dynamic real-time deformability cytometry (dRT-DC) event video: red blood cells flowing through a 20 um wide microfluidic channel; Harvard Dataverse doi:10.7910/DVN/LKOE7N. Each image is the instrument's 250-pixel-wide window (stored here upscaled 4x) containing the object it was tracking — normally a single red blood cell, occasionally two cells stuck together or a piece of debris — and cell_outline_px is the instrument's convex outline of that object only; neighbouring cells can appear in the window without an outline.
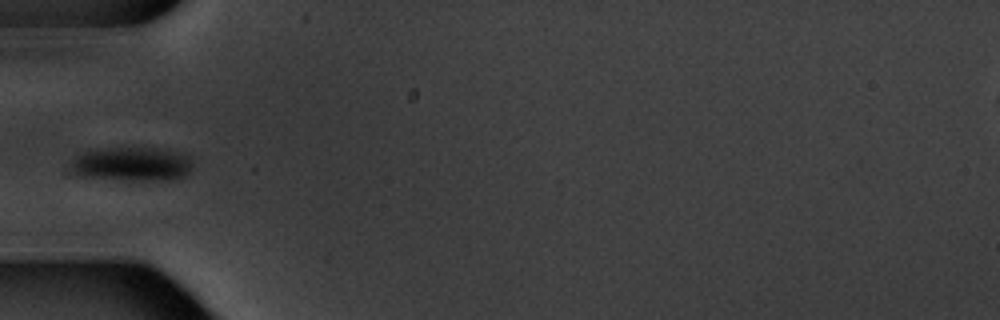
{"species": "common noctule bat (a hibernating species)", "species_latin": "Nyctalus noctula", "temperature_condition": "warm", "stored_images_in_passage": 10, "camera_frame_rate_fps": 3000, "um_per_image_px": 0.085, "animal": {"sex": "male", "body_mass_g": 20.1, "forearm_length_mm": 53.5}, "frame": {"image": 1, "passage_image": 5, "time_ms": 5.0, "image_size_px": [1000, 320], "cell_outline_px": [[192, 164], [188, 172], [184, 176], [168, 180], [128, 180], [76, 176], [72, 172], [72, 160], [76, 156], [84, 152], [100, 148], [156, 148], [176, 152], [188, 156]], "centroid_in_image_um": [11.17, 13.95], "position_along_channel_um": 73.8, "area_um2": 24.04}}